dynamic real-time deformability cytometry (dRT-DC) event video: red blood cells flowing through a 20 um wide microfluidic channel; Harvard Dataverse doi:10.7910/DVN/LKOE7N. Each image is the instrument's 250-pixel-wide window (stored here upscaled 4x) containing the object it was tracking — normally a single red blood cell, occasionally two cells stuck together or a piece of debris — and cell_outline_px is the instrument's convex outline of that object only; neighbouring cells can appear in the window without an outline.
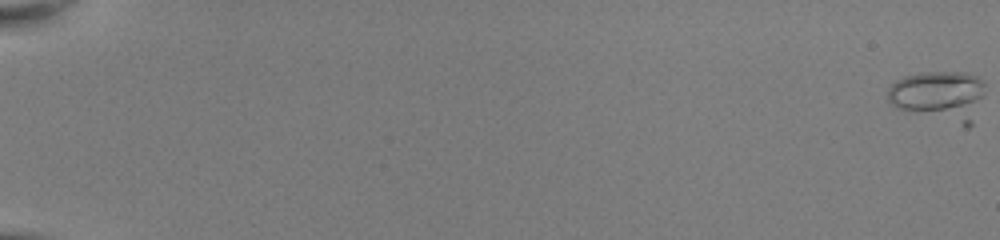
{"species": "common noctule bat (a hibernating species)", "species_latin": "Nyctalus noctula", "temperature_condition": "room temperature", "stored_images_in_passage": 6, "camera_frame_rate_fps": 3000, "um_per_image_px": 0.085, "animal": {"sex": "female", "body_mass_g": 22.0, "forearm_length_mm": 56.7}, "frame": {"image": 1, "passage_image": 1, "time_ms": 0.0, "image_size_px": [1000, 240], "cell_outline_px": [[984, 96], [972, 124], [968, 128], [896, 108], [888, 100], [888, 88], [896, 80], [904, 76], [924, 72], [968, 72], [976, 76], [984, 84]], "centroid_in_image_um": [79.86, 8.16], "position_along_channel_um": 5.1, "area_um2": 28.73}}